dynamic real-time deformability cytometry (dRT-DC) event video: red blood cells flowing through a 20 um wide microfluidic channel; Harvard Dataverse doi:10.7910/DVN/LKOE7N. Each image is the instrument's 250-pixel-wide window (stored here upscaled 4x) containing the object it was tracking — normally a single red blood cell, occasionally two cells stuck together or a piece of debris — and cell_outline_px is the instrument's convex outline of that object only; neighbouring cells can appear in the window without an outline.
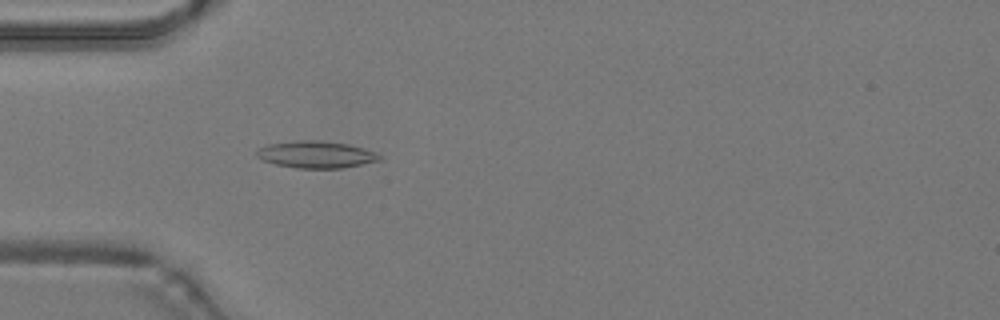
{"species": "common noctule bat (a hibernating species)", "species_latin": "Nyctalus noctula", "temperature_condition": "warm", "stored_images_in_passage": 41, "camera_frame_rate_fps": 3000, "um_per_image_px": 0.085, "animal": {"sex": "male", "body_mass_g": 19.2, "forearm_length_mm": 51.8}, "frame": {"image": 1, "passage_image": 8, "time_ms": 2.333, "image_size_px": [1000, 320], "cell_outline_px": [[380, 160], [344, 168], [296, 168], [276, 164], [260, 160], [256, 156], [256, 148], [268, 144], [296, 140], [316, 140], [348, 144], [364, 148], [376, 152], [380, 156]], "centroid_in_image_um": [26.82, 13.13], "position_along_channel_um": 58.2, "area_um2": 19.42}}
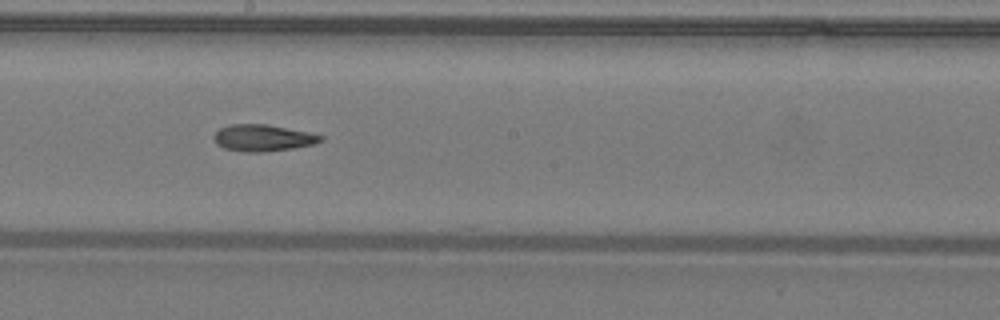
{"frame": {"image": 2, "passage_image": 20, "time_ms": 6.333, "image_size_px": [1000, 320], "cell_outline_px": [[324, 140], [316, 144], [292, 148], [264, 152], [244, 152], [224, 148], [216, 144], [212, 136], [220, 128], [232, 124], [268, 124], [308, 132], [324, 136]], "centroid_in_image_um": [22.35, 11.72], "position_along_channel_um": 225.8, "area_um2": 16.7}}
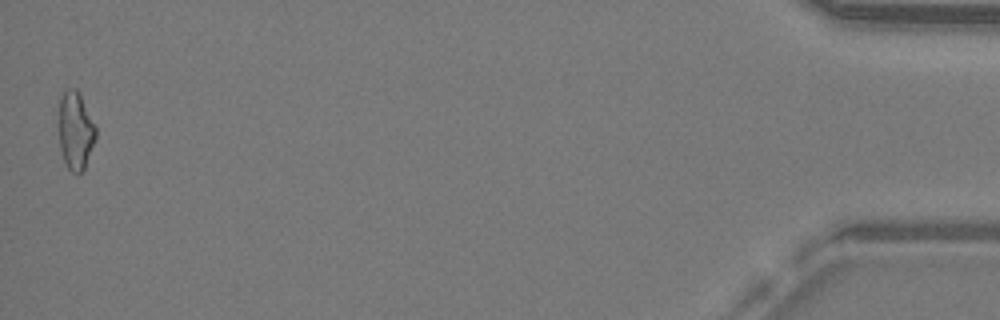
{"frame": {"image": 3, "passage_image": 41, "time_ms": 13.333, "image_size_px": [1000, 320], "cell_outline_px": [[96, 140], [84, 172], [72, 172], [64, 164], [60, 148], [60, 96], [68, 88], [76, 88], [80, 92], [96, 124]], "centroid_in_image_um": [6.46, 11.11], "position_along_channel_um": 428.7, "area_um2": 17.17}, "authors_computed_cell_mechanics": {"area_um2": 16.8198, "velocity_mm_per_s": 4.2898, "shape_relaxation_time_tau1_ms": null, "shape_relaxation_time_tau2_ms": 8.7358, "deformation_change_tau1": null, "deformation_change_tau2": 0.2027}}